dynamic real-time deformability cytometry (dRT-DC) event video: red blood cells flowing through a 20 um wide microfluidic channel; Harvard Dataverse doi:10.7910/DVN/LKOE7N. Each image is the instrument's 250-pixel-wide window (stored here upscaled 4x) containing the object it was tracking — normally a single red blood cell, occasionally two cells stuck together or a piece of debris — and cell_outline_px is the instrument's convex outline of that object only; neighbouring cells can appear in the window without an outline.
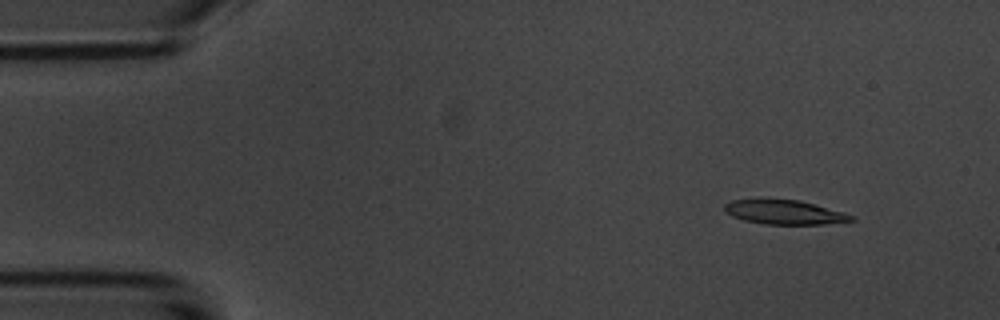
{"species": "common noctule bat (a hibernating species)", "species_latin": "Nyctalus noctula", "temperature_condition": "room temperature", "stored_images_in_passage": 4, "camera_frame_rate_fps": 3000, "um_per_image_px": 0.085, "animal": {"sex": "male", "body_mass_g": 20.1, "forearm_length_mm": 53.5}, "frame": {"image": 1, "passage_image": 2, "time_ms": 1.0, "image_size_px": [1000, 320], "cell_outline_px": [[856, 220], [824, 224], [764, 224], [744, 220], [732, 216], [724, 212], [724, 204], [732, 200], [768, 196], [800, 200], [844, 212], [856, 216]], "centroid_in_image_um": [66.63, 17.99], "position_along_channel_um": 18.4, "area_um2": 18.79}}
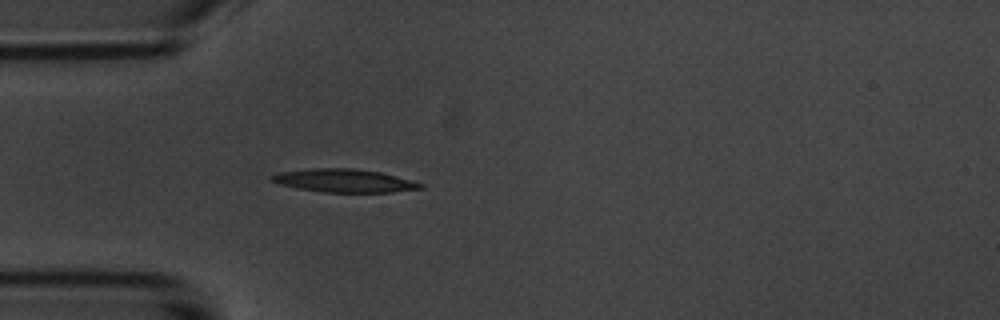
{"frame": {"image": 2, "passage_image": 4, "time_ms": 4.333, "image_size_px": [1000, 320], "cell_outline_px": [[424, 188], [392, 192], [324, 192], [300, 188], [280, 184], [268, 180], [268, 176], [280, 172], [312, 168], [352, 168], [380, 172], [412, 180], [424, 184]], "centroid_in_image_um": [29.25, 15.35], "position_along_channel_um": 55.7, "area_um2": 20.06}}